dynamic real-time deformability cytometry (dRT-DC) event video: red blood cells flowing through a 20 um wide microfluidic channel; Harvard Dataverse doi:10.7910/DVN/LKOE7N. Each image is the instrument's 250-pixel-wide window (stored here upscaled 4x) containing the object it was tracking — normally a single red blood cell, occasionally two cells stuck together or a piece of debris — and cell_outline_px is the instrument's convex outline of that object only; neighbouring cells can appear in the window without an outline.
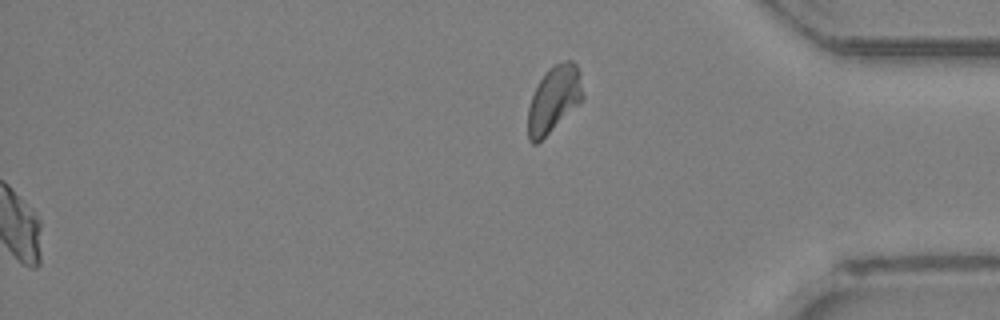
{"species": "Egyptian fruit bat (a non-hibernating species)", "species_latin": "Rousettus aegyptiacus", "temperature_condition": "room temperature", "stored_images_in_passage": 35, "segment_of_instrument_passage": [2, 2], "camera_frame_rate_fps": 3000, "um_per_image_px": 0.085, "animal": {"sex": "female"}, "frame": {"image": 1, "passage_image": 35, "time_ms": 11.333, "image_size_px": [1000, 320], "cell_outline_px": [[584, 100], [536, 144], [532, 144], [528, 140], [528, 108], [532, 96], [540, 80], [548, 68], [564, 60], [572, 60], [576, 64], [580, 72], [584, 96]], "centroid_in_image_um": [47.11, 8.42], "position_along_channel_um": 388.1, "area_um2": 21.21}}